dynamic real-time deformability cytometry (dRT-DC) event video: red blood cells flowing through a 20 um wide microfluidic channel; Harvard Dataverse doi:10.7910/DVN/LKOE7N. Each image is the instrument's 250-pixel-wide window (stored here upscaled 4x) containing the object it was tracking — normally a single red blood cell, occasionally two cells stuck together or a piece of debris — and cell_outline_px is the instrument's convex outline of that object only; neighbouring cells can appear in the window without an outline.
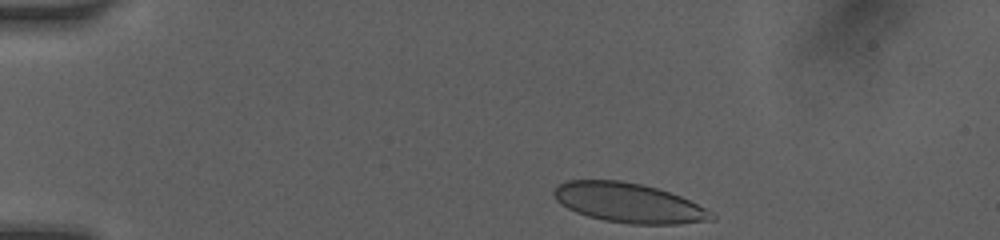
{"species": "human", "species_latin": "Homo sapiens", "temperature_condition": "room temperature", "stored_images_in_passage": 6, "camera_frame_rate_fps": 3000, "um_per_image_px": 0.085, "donor": {"sex": "female"}, "frame": {"image": 1, "passage_image": 1, "time_ms": 0.0, "image_size_px": [1000, 240], "cell_outline_px": [[716, 220], [680, 224], [632, 224], [604, 220], [588, 216], [576, 212], [560, 204], [556, 200], [552, 192], [560, 184], [568, 180], [620, 180], [640, 184], [656, 188], [680, 196], [712, 212], [716, 216]], "centroid_in_image_um": [53.44, 17.25], "position_along_channel_um": 31.6, "area_um2": 36.18}}
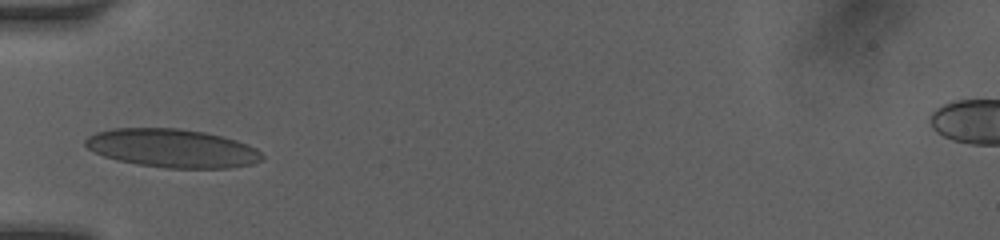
{"frame": {"image": 2, "passage_image": 4, "time_ms": 2.667, "image_size_px": [1000, 240], "cell_outline_px": [[264, 160], [252, 164], [228, 168], [164, 168], [136, 164], [116, 160], [104, 156], [88, 148], [84, 144], [84, 140], [88, 136], [96, 132], [112, 128], [180, 128], [204, 132], [224, 136], [248, 144], [256, 148], [264, 156]], "centroid_in_image_um": [14.66, 12.6], "position_along_channel_um": 70.3, "area_um2": 39.94}}
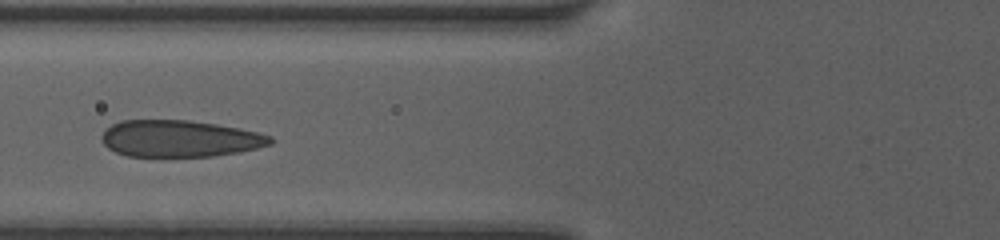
{"frame": {"image": 3, "passage_image": 5, "time_ms": 3.667, "image_size_px": [1000, 240], "cell_outline_px": [[276, 140], [272, 144], [256, 148], [236, 152], [212, 156], [128, 156], [116, 152], [108, 148], [100, 140], [100, 136], [112, 124], [120, 120], [188, 120], [216, 124], [256, 132], [272, 136]], "centroid_in_image_um": [15.26, 11.78], "position_along_channel_um": 110.5, "area_um2": 35.95}}